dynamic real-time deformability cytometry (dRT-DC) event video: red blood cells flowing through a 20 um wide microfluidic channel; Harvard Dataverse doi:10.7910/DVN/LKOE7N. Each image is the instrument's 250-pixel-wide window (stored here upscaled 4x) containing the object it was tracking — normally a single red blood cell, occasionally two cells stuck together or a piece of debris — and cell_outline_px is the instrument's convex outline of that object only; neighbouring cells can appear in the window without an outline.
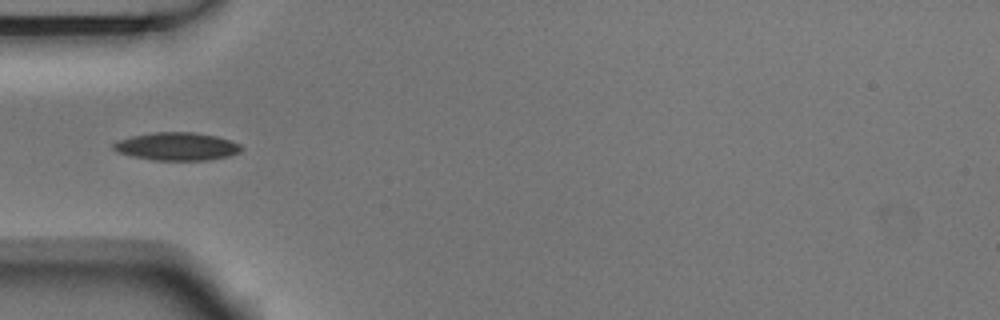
{"species": "Egyptian fruit bat (a non-hibernating species)", "species_latin": "Rousettus aegyptiacus", "temperature_condition": "room temperature", "stored_images_in_passage": 8, "camera_frame_rate_fps": 3000, "um_per_image_px": 0.085, "animal": {"sex": "male"}, "frame": {"image": 1, "passage_image": 5, "time_ms": 1.333, "image_size_px": [1000, 320], "cell_outline_px": [[244, 148], [240, 152], [228, 156], [208, 160], [152, 160], [132, 156], [116, 152], [112, 148], [112, 144], [120, 140], [132, 136], [156, 132], [192, 132], [216, 136], [232, 140], [240, 144]], "centroid_in_image_um": [15.05, 12.45], "position_along_channel_um": 69.9, "area_um2": 20.87}}
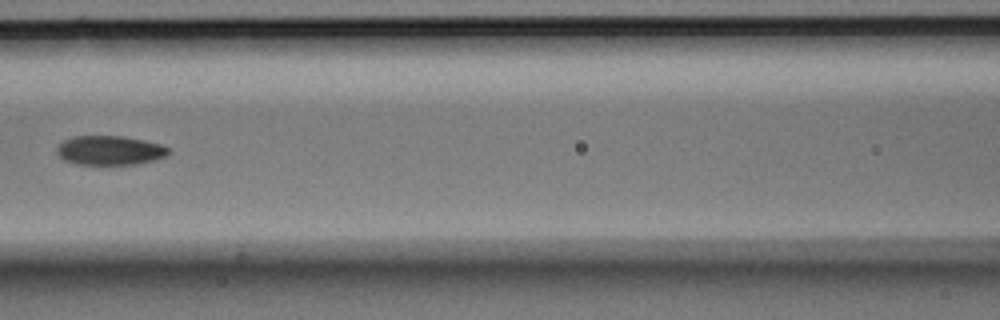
{"frame": {"image": 2, "passage_image": 7, "time_ms": 2.0, "image_size_px": [1000, 320], "cell_outline_px": [[172, 152], [168, 156], [156, 160], [136, 164], [76, 164], [64, 160], [56, 152], [56, 148], [64, 140], [72, 136], [120, 136], [144, 140], [160, 144], [172, 148]], "centroid_in_image_um": [9.39, 12.78], "position_along_channel_um": 157.2, "area_um2": 19.25}}
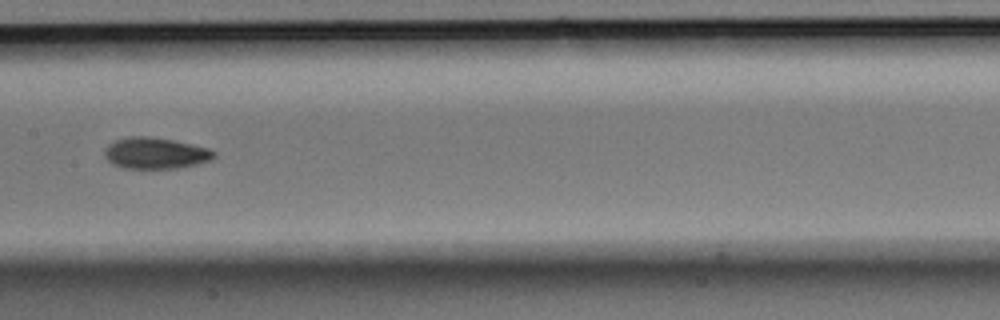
{"frame": {"image": 3, "passage_image": 8, "time_ms": 2.333, "image_size_px": [1000, 320], "cell_outline_px": [[216, 156], [212, 160], [196, 164], [176, 168], [124, 168], [112, 164], [104, 156], [104, 148], [108, 144], [116, 140], [128, 136], [148, 136], [172, 140], [192, 144], [208, 148], [216, 152]], "centroid_in_image_um": [13.2, 13.01], "position_along_channel_um": 194.2, "area_um2": 20.0}}